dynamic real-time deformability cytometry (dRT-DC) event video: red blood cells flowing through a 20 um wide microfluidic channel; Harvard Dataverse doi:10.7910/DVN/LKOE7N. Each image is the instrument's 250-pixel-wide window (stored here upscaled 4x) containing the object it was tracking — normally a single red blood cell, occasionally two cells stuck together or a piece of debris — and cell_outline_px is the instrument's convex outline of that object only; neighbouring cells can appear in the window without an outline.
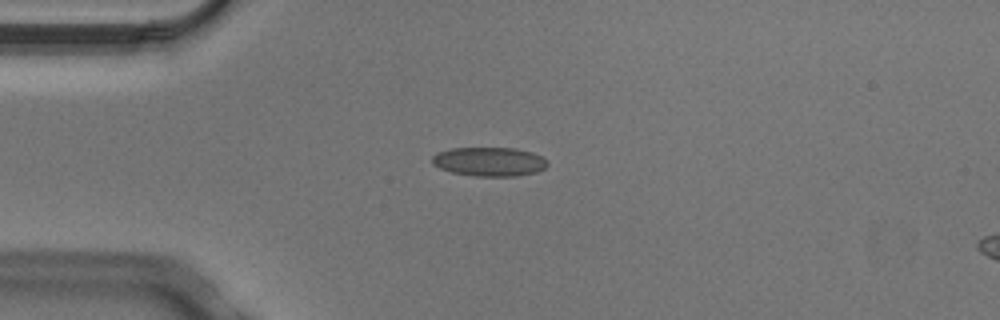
{"species": "Egyptian fruit bat (a non-hibernating species)", "species_latin": "Rousettus aegyptiacus", "temperature_condition": "cold", "stored_images_in_passage": 3, "camera_frame_rate_fps": 3000, "um_per_image_px": 0.085, "animal": {"sex": "male"}, "frame": {"image": 1, "passage_image": 1, "time_ms": 0.0, "image_size_px": [1000, 320], "cell_outline_px": [[548, 164], [544, 168], [536, 172], [516, 176], [476, 176], [452, 172], [440, 168], [432, 164], [432, 156], [436, 152], [452, 148], [516, 148], [532, 152], [548, 160]], "centroid_in_image_um": [41.58, 13.73], "position_along_channel_um": 43.4, "area_um2": 19.54}}
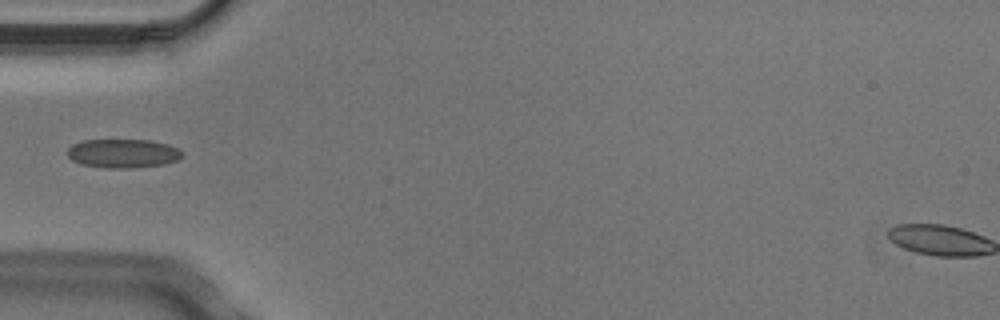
{"frame": {"image": 2, "passage_image": 2, "time_ms": 0.333, "image_size_px": [1000, 320], "cell_outline_px": [[184, 156], [176, 160], [164, 164], [124, 168], [108, 168], [80, 164], [72, 160], [68, 156], [68, 148], [72, 144], [84, 140], [152, 140], [168, 144], [180, 148], [184, 152]], "centroid_in_image_um": [10.48, 13.03], "position_along_channel_um": 74.5, "area_um2": 19.36}}